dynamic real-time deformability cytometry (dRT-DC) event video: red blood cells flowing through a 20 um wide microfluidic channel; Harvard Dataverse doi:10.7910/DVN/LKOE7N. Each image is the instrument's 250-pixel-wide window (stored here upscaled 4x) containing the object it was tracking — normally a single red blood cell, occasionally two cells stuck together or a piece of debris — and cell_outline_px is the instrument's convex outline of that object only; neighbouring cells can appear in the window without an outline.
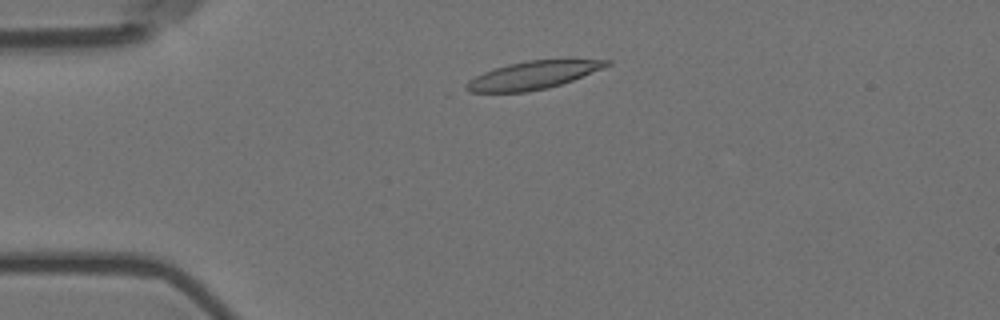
{"species": "Egyptian fruit bat (a non-hibernating species)", "species_latin": "Rousettus aegyptiacus", "temperature_condition": "room temperature", "stored_images_in_passage": 19, "camera_frame_rate_fps": 3000, "um_per_image_px": 0.085, "animal": {"sex": "female"}, "frame": {"image": 1, "passage_image": 8, "time_ms": 2.333, "image_size_px": [1000, 320], "cell_outline_px": [[612, 64], [572, 80], [548, 88], [524, 92], [468, 92], [464, 88], [464, 84], [468, 80], [484, 72], [508, 64], [528, 60], [612, 60]], "centroid_in_image_um": [45.25, 6.4], "position_along_channel_um": 39.8, "area_um2": 22.48}}
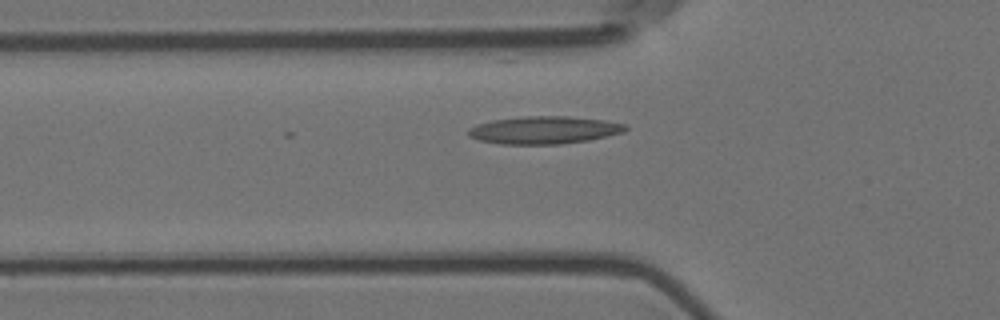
{"frame": {"image": 2, "passage_image": 14, "time_ms": 4.333, "image_size_px": [1000, 320], "cell_outline_px": [[628, 128], [624, 132], [588, 140], [560, 144], [500, 144], [480, 140], [468, 136], [468, 128], [492, 120], [524, 116], [568, 116], [604, 120], [628, 124]], "centroid_in_image_um": [46.27, 11.05], "position_along_channel_um": 79.5, "area_um2": 25.26}}
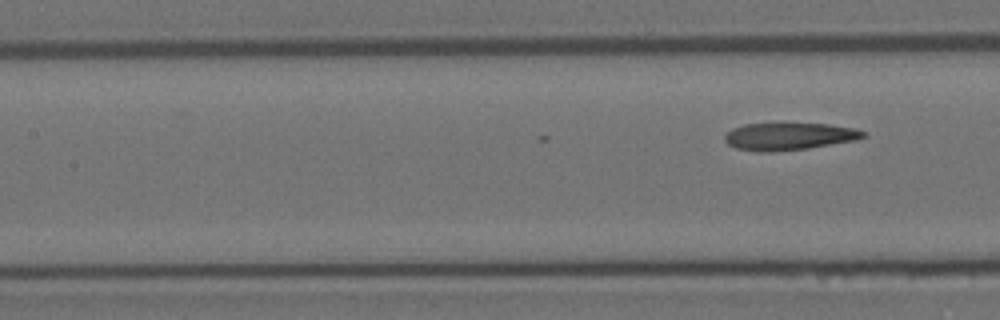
{"frame": {"image": 3, "passage_image": 19, "time_ms": 6.0, "image_size_px": [1000, 320], "cell_outline_px": [[868, 136], [856, 140], [808, 148], [772, 152], [760, 152], [736, 148], [728, 144], [724, 140], [724, 136], [732, 128], [744, 124], [780, 120], [784, 120], [828, 124], [856, 128], [868, 132]], "centroid_in_image_um": [67.08, 11.53], "position_along_channel_um": 140.3, "area_um2": 23.35}}